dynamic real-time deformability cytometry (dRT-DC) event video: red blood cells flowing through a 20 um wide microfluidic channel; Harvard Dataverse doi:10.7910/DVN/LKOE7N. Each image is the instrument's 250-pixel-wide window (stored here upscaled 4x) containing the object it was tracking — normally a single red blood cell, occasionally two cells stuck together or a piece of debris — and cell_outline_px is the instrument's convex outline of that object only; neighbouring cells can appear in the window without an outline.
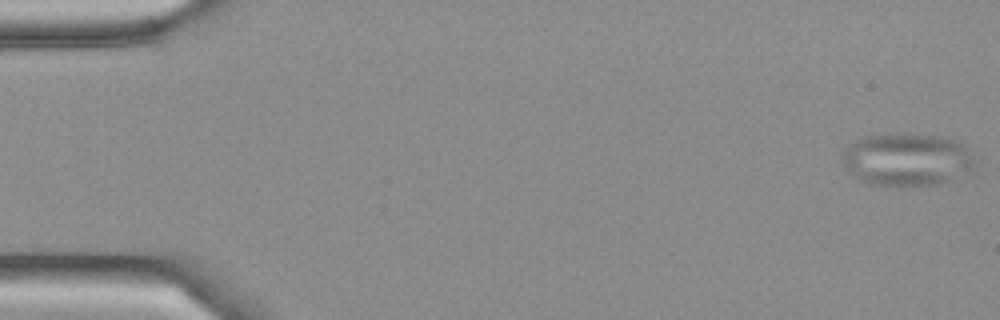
{"species": "Egyptian fruit bat (a non-hibernating species)", "species_latin": "Rousettus aegyptiacus", "temperature_condition": "cold", "stored_images_in_passage": 5, "camera_frame_rate_fps": 3000, "um_per_image_px": 0.085, "frame": {"image": 1, "passage_image": 1, "time_ms": 0.0, "image_size_px": [1000, 320], "cell_outline_px": [[976, 156], [972, 164], [968, 168], [948, 180], [940, 184], [868, 184], [852, 176], [844, 164], [840, 152], [864, 136], [936, 136], [952, 140], [964, 144], [972, 148]], "centroid_in_image_um": [77.07, 13.56], "position_along_channel_um": 7.9, "area_um2": 39.19}}